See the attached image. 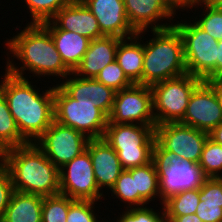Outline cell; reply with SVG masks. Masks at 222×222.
I'll list each match as a JSON object with an SVG mask.
<instances>
[{
	"label": "cell",
	"instance_id": "obj_17",
	"mask_svg": "<svg viewBox=\"0 0 222 222\" xmlns=\"http://www.w3.org/2000/svg\"><path fill=\"white\" fill-rule=\"evenodd\" d=\"M71 98L86 103H94L109 116L116 91L95 78H82L71 72L58 84Z\"/></svg>",
	"mask_w": 222,
	"mask_h": 222
},
{
	"label": "cell",
	"instance_id": "obj_41",
	"mask_svg": "<svg viewBox=\"0 0 222 222\" xmlns=\"http://www.w3.org/2000/svg\"><path fill=\"white\" fill-rule=\"evenodd\" d=\"M209 137L216 143L222 145V122L209 132Z\"/></svg>",
	"mask_w": 222,
	"mask_h": 222
},
{
	"label": "cell",
	"instance_id": "obj_14",
	"mask_svg": "<svg viewBox=\"0 0 222 222\" xmlns=\"http://www.w3.org/2000/svg\"><path fill=\"white\" fill-rule=\"evenodd\" d=\"M222 122V108L213 88L202 81L192 92L181 124L211 132Z\"/></svg>",
	"mask_w": 222,
	"mask_h": 222
},
{
	"label": "cell",
	"instance_id": "obj_20",
	"mask_svg": "<svg viewBox=\"0 0 222 222\" xmlns=\"http://www.w3.org/2000/svg\"><path fill=\"white\" fill-rule=\"evenodd\" d=\"M121 38L104 36L90 41L89 48L73 73L82 78H96L99 72L116 59Z\"/></svg>",
	"mask_w": 222,
	"mask_h": 222
},
{
	"label": "cell",
	"instance_id": "obj_36",
	"mask_svg": "<svg viewBox=\"0 0 222 222\" xmlns=\"http://www.w3.org/2000/svg\"><path fill=\"white\" fill-rule=\"evenodd\" d=\"M13 192L14 187L10 174L6 167L0 162V220L5 214Z\"/></svg>",
	"mask_w": 222,
	"mask_h": 222
},
{
	"label": "cell",
	"instance_id": "obj_40",
	"mask_svg": "<svg viewBox=\"0 0 222 222\" xmlns=\"http://www.w3.org/2000/svg\"><path fill=\"white\" fill-rule=\"evenodd\" d=\"M214 90L222 108V79H214L206 81Z\"/></svg>",
	"mask_w": 222,
	"mask_h": 222
},
{
	"label": "cell",
	"instance_id": "obj_32",
	"mask_svg": "<svg viewBox=\"0 0 222 222\" xmlns=\"http://www.w3.org/2000/svg\"><path fill=\"white\" fill-rule=\"evenodd\" d=\"M73 201L63 194L43 196L42 222H66L69 206Z\"/></svg>",
	"mask_w": 222,
	"mask_h": 222
},
{
	"label": "cell",
	"instance_id": "obj_33",
	"mask_svg": "<svg viewBox=\"0 0 222 222\" xmlns=\"http://www.w3.org/2000/svg\"><path fill=\"white\" fill-rule=\"evenodd\" d=\"M101 204L97 201L74 200L69 206L66 222H98L106 214L104 210L103 213L99 212L104 208Z\"/></svg>",
	"mask_w": 222,
	"mask_h": 222
},
{
	"label": "cell",
	"instance_id": "obj_22",
	"mask_svg": "<svg viewBox=\"0 0 222 222\" xmlns=\"http://www.w3.org/2000/svg\"><path fill=\"white\" fill-rule=\"evenodd\" d=\"M117 63L133 84L142 85L144 60V31L119 41L116 50Z\"/></svg>",
	"mask_w": 222,
	"mask_h": 222
},
{
	"label": "cell",
	"instance_id": "obj_6",
	"mask_svg": "<svg viewBox=\"0 0 222 222\" xmlns=\"http://www.w3.org/2000/svg\"><path fill=\"white\" fill-rule=\"evenodd\" d=\"M156 125L108 123L103 139L117 152L123 169L152 162Z\"/></svg>",
	"mask_w": 222,
	"mask_h": 222
},
{
	"label": "cell",
	"instance_id": "obj_19",
	"mask_svg": "<svg viewBox=\"0 0 222 222\" xmlns=\"http://www.w3.org/2000/svg\"><path fill=\"white\" fill-rule=\"evenodd\" d=\"M60 29L77 32L93 40L104 37L96 17L81 0H72L51 19Z\"/></svg>",
	"mask_w": 222,
	"mask_h": 222
},
{
	"label": "cell",
	"instance_id": "obj_18",
	"mask_svg": "<svg viewBox=\"0 0 222 222\" xmlns=\"http://www.w3.org/2000/svg\"><path fill=\"white\" fill-rule=\"evenodd\" d=\"M86 149L90 154L98 188L107 194L124 170L118 154L103 138L90 139Z\"/></svg>",
	"mask_w": 222,
	"mask_h": 222
},
{
	"label": "cell",
	"instance_id": "obj_34",
	"mask_svg": "<svg viewBox=\"0 0 222 222\" xmlns=\"http://www.w3.org/2000/svg\"><path fill=\"white\" fill-rule=\"evenodd\" d=\"M95 79L116 92L133 85L116 60L106 65Z\"/></svg>",
	"mask_w": 222,
	"mask_h": 222
},
{
	"label": "cell",
	"instance_id": "obj_10",
	"mask_svg": "<svg viewBox=\"0 0 222 222\" xmlns=\"http://www.w3.org/2000/svg\"><path fill=\"white\" fill-rule=\"evenodd\" d=\"M108 123L156 125L151 86L133 84L115 93Z\"/></svg>",
	"mask_w": 222,
	"mask_h": 222
},
{
	"label": "cell",
	"instance_id": "obj_1",
	"mask_svg": "<svg viewBox=\"0 0 222 222\" xmlns=\"http://www.w3.org/2000/svg\"><path fill=\"white\" fill-rule=\"evenodd\" d=\"M18 24L12 25V30L17 31L9 32L12 36L8 33L9 38L3 42L5 70L20 78L59 84L72 71L63 63L50 32L41 23L26 22L23 27Z\"/></svg>",
	"mask_w": 222,
	"mask_h": 222
},
{
	"label": "cell",
	"instance_id": "obj_44",
	"mask_svg": "<svg viewBox=\"0 0 222 222\" xmlns=\"http://www.w3.org/2000/svg\"><path fill=\"white\" fill-rule=\"evenodd\" d=\"M108 214V215H107ZM107 214H104V217L100 218V220L98 222H117V219L116 217H113V218H110L109 214L110 213H107ZM107 215V216H106ZM106 216V217H105ZM107 218V219H106ZM104 219V220H103ZM112 219V220H111ZM109 220V221H108Z\"/></svg>",
	"mask_w": 222,
	"mask_h": 222
},
{
	"label": "cell",
	"instance_id": "obj_5",
	"mask_svg": "<svg viewBox=\"0 0 222 222\" xmlns=\"http://www.w3.org/2000/svg\"><path fill=\"white\" fill-rule=\"evenodd\" d=\"M181 14V12L178 14L180 17L177 16L173 26L183 40L187 73L203 81L217 79L218 41L190 18L192 13L188 15L183 13L182 17Z\"/></svg>",
	"mask_w": 222,
	"mask_h": 222
},
{
	"label": "cell",
	"instance_id": "obj_7",
	"mask_svg": "<svg viewBox=\"0 0 222 222\" xmlns=\"http://www.w3.org/2000/svg\"><path fill=\"white\" fill-rule=\"evenodd\" d=\"M152 161L158 172L160 205L182 191L199 189L206 179L199 163L177 157L157 141L153 147Z\"/></svg>",
	"mask_w": 222,
	"mask_h": 222
},
{
	"label": "cell",
	"instance_id": "obj_35",
	"mask_svg": "<svg viewBox=\"0 0 222 222\" xmlns=\"http://www.w3.org/2000/svg\"><path fill=\"white\" fill-rule=\"evenodd\" d=\"M199 199L205 204H222V178H206L199 188Z\"/></svg>",
	"mask_w": 222,
	"mask_h": 222
},
{
	"label": "cell",
	"instance_id": "obj_42",
	"mask_svg": "<svg viewBox=\"0 0 222 222\" xmlns=\"http://www.w3.org/2000/svg\"><path fill=\"white\" fill-rule=\"evenodd\" d=\"M217 79H222V40L218 41Z\"/></svg>",
	"mask_w": 222,
	"mask_h": 222
},
{
	"label": "cell",
	"instance_id": "obj_8",
	"mask_svg": "<svg viewBox=\"0 0 222 222\" xmlns=\"http://www.w3.org/2000/svg\"><path fill=\"white\" fill-rule=\"evenodd\" d=\"M54 121L71 127L89 139L103 138L108 116L94 103L71 98L58 84H53Z\"/></svg>",
	"mask_w": 222,
	"mask_h": 222
},
{
	"label": "cell",
	"instance_id": "obj_24",
	"mask_svg": "<svg viewBox=\"0 0 222 222\" xmlns=\"http://www.w3.org/2000/svg\"><path fill=\"white\" fill-rule=\"evenodd\" d=\"M111 199L112 200L114 199L112 205L110 203L112 201ZM105 200H106V203L108 202L106 205L109 204L110 208L111 206H114L115 203H116L115 206H118V207L120 206L123 209L149 205L139 195V193L136 192L135 177H132V168L124 169L121 172L120 176L116 180L115 185L110 189V191L107 194H105V199L102 202L103 204L105 203ZM118 200H119V203H118Z\"/></svg>",
	"mask_w": 222,
	"mask_h": 222
},
{
	"label": "cell",
	"instance_id": "obj_25",
	"mask_svg": "<svg viewBox=\"0 0 222 222\" xmlns=\"http://www.w3.org/2000/svg\"><path fill=\"white\" fill-rule=\"evenodd\" d=\"M132 177H135L136 192L149 205L151 202L154 205L157 201H159L158 204L160 205L158 172L154 162L152 161L140 167H133Z\"/></svg>",
	"mask_w": 222,
	"mask_h": 222
},
{
	"label": "cell",
	"instance_id": "obj_9",
	"mask_svg": "<svg viewBox=\"0 0 222 222\" xmlns=\"http://www.w3.org/2000/svg\"><path fill=\"white\" fill-rule=\"evenodd\" d=\"M203 80L188 73L151 86L156 125L180 122L193 90Z\"/></svg>",
	"mask_w": 222,
	"mask_h": 222
},
{
	"label": "cell",
	"instance_id": "obj_31",
	"mask_svg": "<svg viewBox=\"0 0 222 222\" xmlns=\"http://www.w3.org/2000/svg\"><path fill=\"white\" fill-rule=\"evenodd\" d=\"M199 165L206 178H222V145L209 136L201 153Z\"/></svg>",
	"mask_w": 222,
	"mask_h": 222
},
{
	"label": "cell",
	"instance_id": "obj_15",
	"mask_svg": "<svg viewBox=\"0 0 222 222\" xmlns=\"http://www.w3.org/2000/svg\"><path fill=\"white\" fill-rule=\"evenodd\" d=\"M124 6L129 24L136 32L170 28L178 16L167 0H124Z\"/></svg>",
	"mask_w": 222,
	"mask_h": 222
},
{
	"label": "cell",
	"instance_id": "obj_13",
	"mask_svg": "<svg viewBox=\"0 0 222 222\" xmlns=\"http://www.w3.org/2000/svg\"><path fill=\"white\" fill-rule=\"evenodd\" d=\"M209 133L177 123L159 124L155 127L156 141L167 151L186 161L199 163Z\"/></svg>",
	"mask_w": 222,
	"mask_h": 222
},
{
	"label": "cell",
	"instance_id": "obj_29",
	"mask_svg": "<svg viewBox=\"0 0 222 222\" xmlns=\"http://www.w3.org/2000/svg\"><path fill=\"white\" fill-rule=\"evenodd\" d=\"M157 205L159 204H150L142 207H130L123 210L122 208H118L120 210L119 212L117 208H114V211H117L118 213L117 216L116 212L113 213L111 209L108 211L111 213L110 216L115 215L114 217H117V222H165L164 207L163 205Z\"/></svg>",
	"mask_w": 222,
	"mask_h": 222
},
{
	"label": "cell",
	"instance_id": "obj_28",
	"mask_svg": "<svg viewBox=\"0 0 222 222\" xmlns=\"http://www.w3.org/2000/svg\"><path fill=\"white\" fill-rule=\"evenodd\" d=\"M16 0H14L13 3H15ZM20 0H17V3ZM72 0H21L20 2L24 5H20V7L16 8L19 9L23 6L25 11V8L27 11V14H29L28 17H30L29 20H20V22L24 25V21H27L28 23H43L46 21L51 20L56 13L62 9L64 6L68 5Z\"/></svg>",
	"mask_w": 222,
	"mask_h": 222
},
{
	"label": "cell",
	"instance_id": "obj_27",
	"mask_svg": "<svg viewBox=\"0 0 222 222\" xmlns=\"http://www.w3.org/2000/svg\"><path fill=\"white\" fill-rule=\"evenodd\" d=\"M27 143L29 142L20 134L6 99L0 93V146L7 150Z\"/></svg>",
	"mask_w": 222,
	"mask_h": 222
},
{
	"label": "cell",
	"instance_id": "obj_39",
	"mask_svg": "<svg viewBox=\"0 0 222 222\" xmlns=\"http://www.w3.org/2000/svg\"><path fill=\"white\" fill-rule=\"evenodd\" d=\"M165 220L170 222H203L196 213L182 216H165Z\"/></svg>",
	"mask_w": 222,
	"mask_h": 222
},
{
	"label": "cell",
	"instance_id": "obj_2",
	"mask_svg": "<svg viewBox=\"0 0 222 222\" xmlns=\"http://www.w3.org/2000/svg\"><path fill=\"white\" fill-rule=\"evenodd\" d=\"M0 68L4 70L1 71L3 75L0 73V93L7 101L20 134L29 143H34L54 121L53 84L46 83L47 87L43 83V87V80L30 81ZM39 81L41 86L38 87Z\"/></svg>",
	"mask_w": 222,
	"mask_h": 222
},
{
	"label": "cell",
	"instance_id": "obj_23",
	"mask_svg": "<svg viewBox=\"0 0 222 222\" xmlns=\"http://www.w3.org/2000/svg\"><path fill=\"white\" fill-rule=\"evenodd\" d=\"M43 196L14 191L0 222H42Z\"/></svg>",
	"mask_w": 222,
	"mask_h": 222
},
{
	"label": "cell",
	"instance_id": "obj_3",
	"mask_svg": "<svg viewBox=\"0 0 222 222\" xmlns=\"http://www.w3.org/2000/svg\"><path fill=\"white\" fill-rule=\"evenodd\" d=\"M1 163L10 174L14 191L41 196L60 194L59 169L35 143L5 150Z\"/></svg>",
	"mask_w": 222,
	"mask_h": 222
},
{
	"label": "cell",
	"instance_id": "obj_12",
	"mask_svg": "<svg viewBox=\"0 0 222 222\" xmlns=\"http://www.w3.org/2000/svg\"><path fill=\"white\" fill-rule=\"evenodd\" d=\"M89 140L83 133L53 121L34 143L60 169L84 152Z\"/></svg>",
	"mask_w": 222,
	"mask_h": 222
},
{
	"label": "cell",
	"instance_id": "obj_38",
	"mask_svg": "<svg viewBox=\"0 0 222 222\" xmlns=\"http://www.w3.org/2000/svg\"><path fill=\"white\" fill-rule=\"evenodd\" d=\"M167 1L178 13L184 11L186 12L191 7L197 5V0H167Z\"/></svg>",
	"mask_w": 222,
	"mask_h": 222
},
{
	"label": "cell",
	"instance_id": "obj_16",
	"mask_svg": "<svg viewBox=\"0 0 222 222\" xmlns=\"http://www.w3.org/2000/svg\"><path fill=\"white\" fill-rule=\"evenodd\" d=\"M96 17L104 36L129 38L137 34L127 19L124 0H81Z\"/></svg>",
	"mask_w": 222,
	"mask_h": 222
},
{
	"label": "cell",
	"instance_id": "obj_21",
	"mask_svg": "<svg viewBox=\"0 0 222 222\" xmlns=\"http://www.w3.org/2000/svg\"><path fill=\"white\" fill-rule=\"evenodd\" d=\"M41 24L50 32L63 63L73 72L87 52L91 40L77 32L60 29L52 20Z\"/></svg>",
	"mask_w": 222,
	"mask_h": 222
},
{
	"label": "cell",
	"instance_id": "obj_37",
	"mask_svg": "<svg viewBox=\"0 0 222 222\" xmlns=\"http://www.w3.org/2000/svg\"><path fill=\"white\" fill-rule=\"evenodd\" d=\"M196 215L203 222H222V204H205L200 201Z\"/></svg>",
	"mask_w": 222,
	"mask_h": 222
},
{
	"label": "cell",
	"instance_id": "obj_45",
	"mask_svg": "<svg viewBox=\"0 0 222 222\" xmlns=\"http://www.w3.org/2000/svg\"><path fill=\"white\" fill-rule=\"evenodd\" d=\"M4 152H5V150L0 146V162L3 158Z\"/></svg>",
	"mask_w": 222,
	"mask_h": 222
},
{
	"label": "cell",
	"instance_id": "obj_26",
	"mask_svg": "<svg viewBox=\"0 0 222 222\" xmlns=\"http://www.w3.org/2000/svg\"><path fill=\"white\" fill-rule=\"evenodd\" d=\"M190 12L193 13L190 18L193 19L202 30L217 41L222 40V6H204L197 4L188 9L186 14H190Z\"/></svg>",
	"mask_w": 222,
	"mask_h": 222
},
{
	"label": "cell",
	"instance_id": "obj_30",
	"mask_svg": "<svg viewBox=\"0 0 222 222\" xmlns=\"http://www.w3.org/2000/svg\"><path fill=\"white\" fill-rule=\"evenodd\" d=\"M199 202V189L182 191L163 203L165 216L194 214L199 206Z\"/></svg>",
	"mask_w": 222,
	"mask_h": 222
},
{
	"label": "cell",
	"instance_id": "obj_4",
	"mask_svg": "<svg viewBox=\"0 0 222 222\" xmlns=\"http://www.w3.org/2000/svg\"><path fill=\"white\" fill-rule=\"evenodd\" d=\"M144 40L142 85L152 86L187 73L183 40L174 26L163 30H146Z\"/></svg>",
	"mask_w": 222,
	"mask_h": 222
},
{
	"label": "cell",
	"instance_id": "obj_11",
	"mask_svg": "<svg viewBox=\"0 0 222 222\" xmlns=\"http://www.w3.org/2000/svg\"><path fill=\"white\" fill-rule=\"evenodd\" d=\"M60 194L73 200L102 202L105 194L98 188L90 154L86 149L59 169ZM103 199V200H102Z\"/></svg>",
	"mask_w": 222,
	"mask_h": 222
},
{
	"label": "cell",
	"instance_id": "obj_43",
	"mask_svg": "<svg viewBox=\"0 0 222 222\" xmlns=\"http://www.w3.org/2000/svg\"><path fill=\"white\" fill-rule=\"evenodd\" d=\"M197 4L204 6H222V0H197Z\"/></svg>",
	"mask_w": 222,
	"mask_h": 222
}]
</instances>
